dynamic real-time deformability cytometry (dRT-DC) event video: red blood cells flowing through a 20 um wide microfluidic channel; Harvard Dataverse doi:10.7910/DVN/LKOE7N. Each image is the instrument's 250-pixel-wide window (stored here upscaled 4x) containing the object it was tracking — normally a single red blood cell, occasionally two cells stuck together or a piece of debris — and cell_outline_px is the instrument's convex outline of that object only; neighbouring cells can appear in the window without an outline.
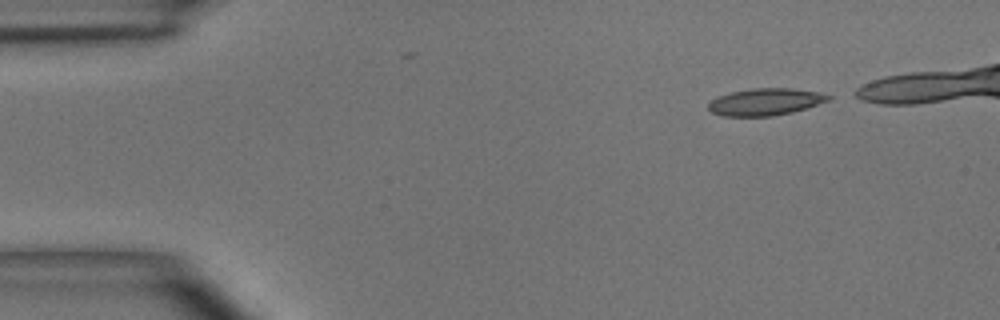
{"species": "common noctule bat (a hibernating species)", "species_latin": "Nyctalus noctula", "temperature_condition": "room temperature", "stored_images_in_passage": 2, "camera_frame_rate_fps": 3000, "um_per_image_px": 0.085, "animal": {"sex": "male", "body_mass_g": 15.6}, "frame": {"image": 1, "passage_image": 1, "time_ms": 0.0, "image_size_px": [1000, 320], "cell_outline_px": [[832, 96], [828, 100], [792, 112], [772, 116], [724, 116], [712, 112], [708, 108], [708, 104], [712, 100], [720, 96], [732, 92], [752, 88], [792, 88], [820, 92]], "centroid_in_image_um": [65.05, 8.65], "position_along_channel_um": 19.9, "area_um2": 18.61}}